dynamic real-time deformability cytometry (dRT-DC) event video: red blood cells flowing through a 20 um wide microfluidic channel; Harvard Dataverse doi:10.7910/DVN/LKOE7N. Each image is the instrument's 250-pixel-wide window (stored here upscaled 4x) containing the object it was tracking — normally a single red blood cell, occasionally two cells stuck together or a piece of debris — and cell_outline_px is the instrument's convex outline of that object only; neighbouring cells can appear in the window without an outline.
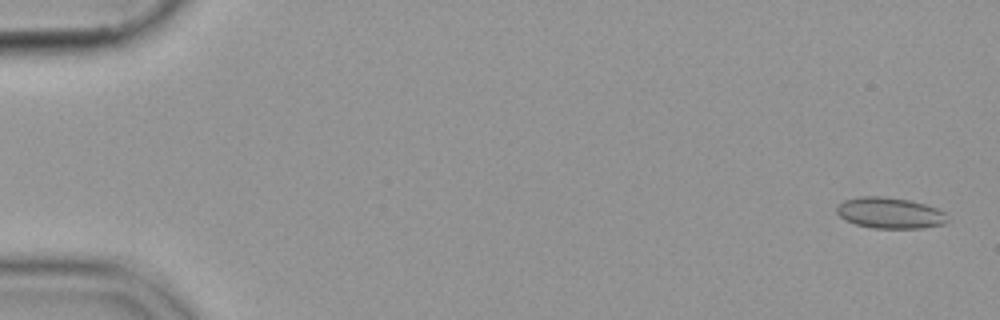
{"species": "common noctule bat (a hibernating species)", "species_latin": "Nyctalus noctula", "temperature_condition": "cold", "stored_images_in_passage": 55, "camera_frame_rate_fps": 3000, "um_per_image_px": 0.085, "animal": {"sex": "female", "body_mass_g": 19.9}, "frame": {"image": 1, "passage_image": 2, "time_ms": 0.333, "image_size_px": [1000, 320], "cell_outline_px": [[948, 220], [944, 224], [924, 228], [872, 228], [856, 224], [840, 216], [836, 212], [836, 208], [844, 200], [860, 196], [880, 196], [908, 200], [924, 204], [936, 208], [944, 212]], "centroid_in_image_um": [75.64, 18.1], "position_along_channel_um": 9.4, "area_um2": 19.83}}
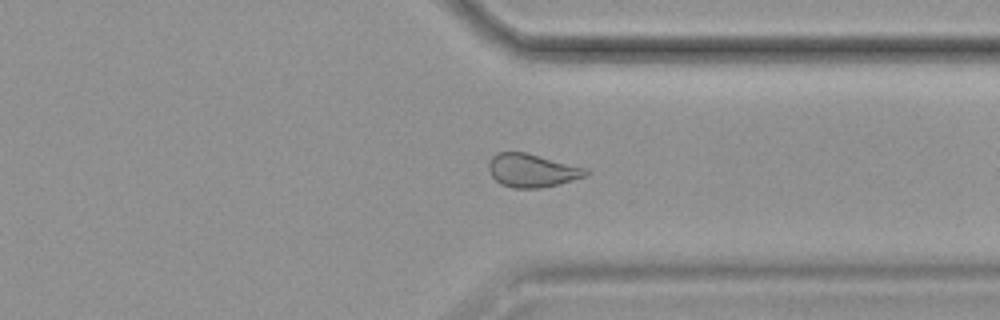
{"frame": {"image": 2, "passage_image": 43, "time_ms": 14.0, "image_size_px": [1000, 320], "cell_outline_px": [[592, 172], [588, 176], [540, 188], [512, 188], [500, 184], [492, 176], [488, 168], [488, 164], [492, 156], [496, 152], [524, 152], [588, 168]], "centroid_in_image_um": [45.24, 14.49], "position_along_channel_um": 366.2, "area_um2": 18.96}}
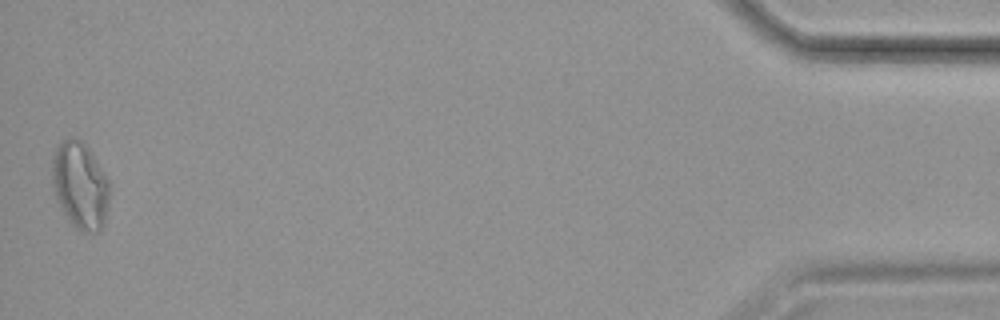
{"frame": {"image": 3, "passage_image": 55, "time_ms": 18.0, "image_size_px": [1000, 320], "cell_outline_px": [[108, 204], [104, 224], [100, 232], [80, 232], [68, 220], [60, 208], [56, 200], [52, 184], [52, 156], [56, 144], [60, 140], [72, 136], [84, 140], [108, 180]], "centroid_in_image_um": [6.77, 15.73], "position_along_channel_um": 428.4, "area_um2": 29.59}}